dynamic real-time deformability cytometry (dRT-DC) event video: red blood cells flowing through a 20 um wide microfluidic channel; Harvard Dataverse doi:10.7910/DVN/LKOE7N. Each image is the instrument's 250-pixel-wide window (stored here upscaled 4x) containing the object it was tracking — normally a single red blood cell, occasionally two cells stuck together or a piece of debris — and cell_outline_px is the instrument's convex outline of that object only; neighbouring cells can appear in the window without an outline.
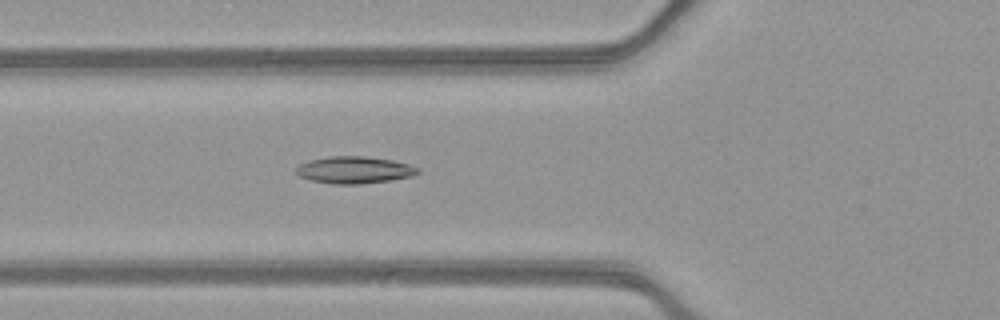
{"species": "common noctule bat (a hibernating species)", "species_latin": "Nyctalus noctula", "temperature_condition": "warm", "stored_images_in_passage": 53, "camera_frame_rate_fps": 3000, "um_per_image_px": 0.085, "animal": {"sex": "female", "body_mass_g": 21.9}, "frame": {"image": 1, "passage_image": 20, "time_ms": 6.333, "image_size_px": [1000, 320], "cell_outline_px": [[420, 172], [412, 176], [392, 180], [360, 184], [332, 184], [312, 180], [300, 176], [296, 172], [296, 168], [300, 164], [312, 160], [332, 156], [364, 156], [392, 160], [408, 164], [420, 168]], "centroid_in_image_um": [30.16, 14.45], "position_along_channel_um": 95.6, "area_um2": 19.02}}
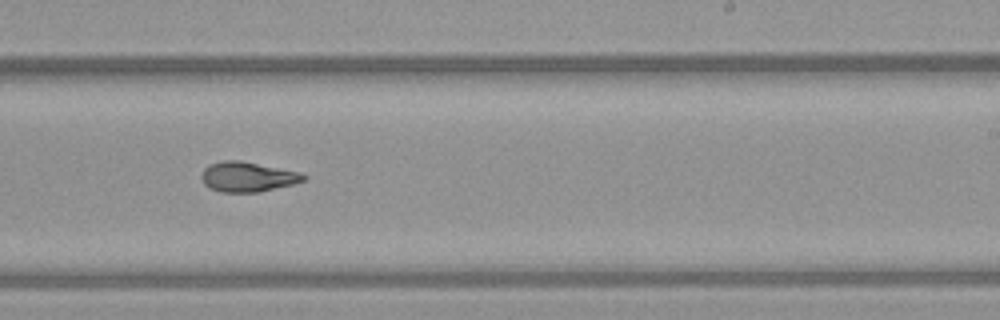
{"frame": {"image": 2, "passage_image": 33, "time_ms": 10.667, "image_size_px": [1000, 320], "cell_outline_px": [[308, 176], [304, 180], [292, 184], [260, 192], [220, 192], [208, 188], [204, 184], [200, 176], [204, 168], [208, 164], [224, 160], [240, 160], [300, 172]], "centroid_in_image_um": [21.0, 15.03], "position_along_channel_um": 268.0, "area_um2": 17.92}}
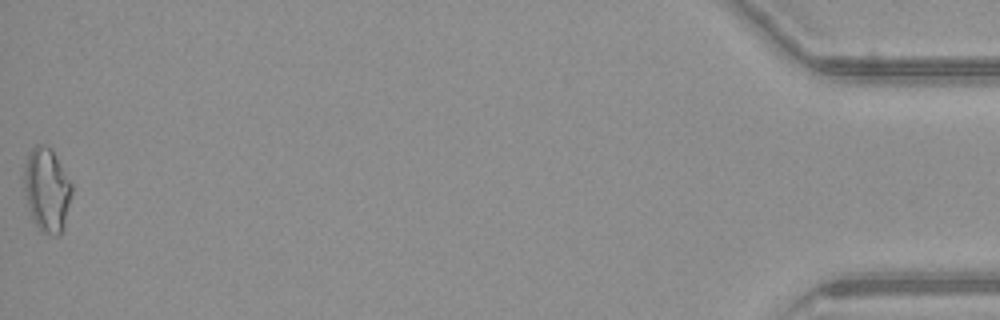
{"frame": {"image": 3, "passage_image": 53, "time_ms": 17.333, "image_size_px": [1000, 320], "cell_outline_px": [[72, 196], [64, 228], [60, 236], [52, 236], [40, 232], [32, 220], [24, 192], [24, 168], [28, 152], [36, 144], [40, 144], [52, 148], [72, 184]], "centroid_in_image_um": [3.99, 16.17], "position_along_channel_um": 431.2, "area_um2": 23.87}, "authors_computed_cell_mechanics": {"area_um2": 18.3226, "velocity_mm_per_s": 3.9533, "shape_relaxation_time_tau1_ms": 11.1914, "shape_relaxation_time_tau2_ms": 3.3542, "deformation_change_tau1": 0.2318, "deformation_change_tau2": 0.1068}}